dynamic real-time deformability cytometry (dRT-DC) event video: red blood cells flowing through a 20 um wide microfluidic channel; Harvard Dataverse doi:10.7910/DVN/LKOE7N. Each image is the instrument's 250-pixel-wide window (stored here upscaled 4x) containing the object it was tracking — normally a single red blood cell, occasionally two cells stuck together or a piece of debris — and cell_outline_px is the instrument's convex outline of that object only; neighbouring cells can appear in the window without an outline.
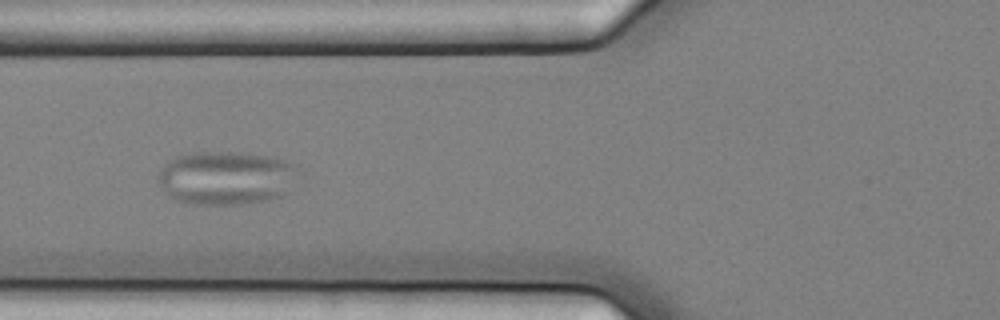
{"species": "common noctule bat (a hibernating species)", "species_latin": "Nyctalus noctula", "temperature_condition": "cold", "stored_images_in_passage": 10, "camera_frame_rate_fps": 3000, "um_per_image_px": 0.085, "animal": {"sex": "female", "body_mass_g": 25.1}, "frame": {"image": 1, "passage_image": 5, "time_ms": 1.333, "image_size_px": [1000, 320], "cell_outline_px": [[300, 172], [280, 196], [268, 200], [240, 204], [196, 204], [176, 200], [168, 196], [156, 180], [156, 176], [176, 156], [192, 152], [232, 152], [264, 156], [284, 160], [292, 164]], "centroid_in_image_um": [19.17, 15.13], "position_along_channel_um": 106.6, "area_um2": 43.18}}